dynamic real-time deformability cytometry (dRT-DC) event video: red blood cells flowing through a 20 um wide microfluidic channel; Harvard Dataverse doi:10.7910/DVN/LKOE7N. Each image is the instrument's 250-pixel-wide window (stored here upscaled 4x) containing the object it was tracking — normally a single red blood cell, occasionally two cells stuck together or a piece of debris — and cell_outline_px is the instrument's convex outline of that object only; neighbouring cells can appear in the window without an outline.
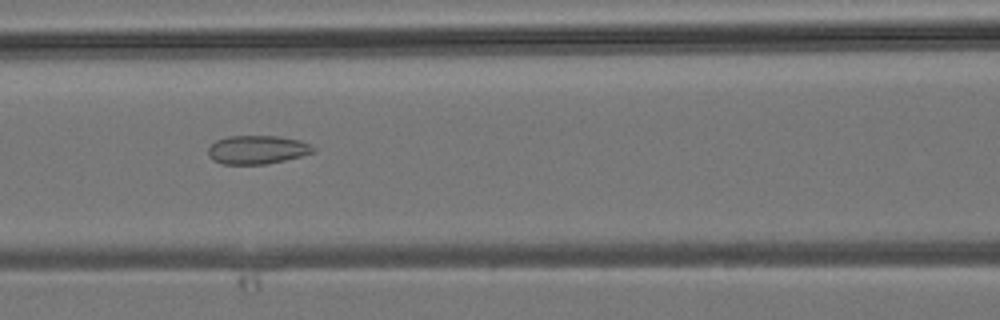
{"species": "common noctule bat (a hibernating species)", "species_latin": "Nyctalus noctula", "temperature_condition": "room temperature", "stored_images_in_passage": 29, "camera_frame_rate_fps": 3000, "um_per_image_px": 0.085, "animal": {"sex": "male", "body_mass_g": 19.2, "forearm_length_mm": 51.8}, "frame": {"image": 1, "passage_image": 11, "time_ms": 3.333, "image_size_px": [1000, 320], "cell_outline_px": [[316, 152], [284, 160], [264, 164], [224, 164], [212, 160], [208, 156], [208, 148], [216, 140], [228, 136], [280, 136], [300, 140], [312, 144], [316, 148]], "centroid_in_image_um": [21.89, 12.72], "position_along_channel_um": 144.7, "area_um2": 17.63}}
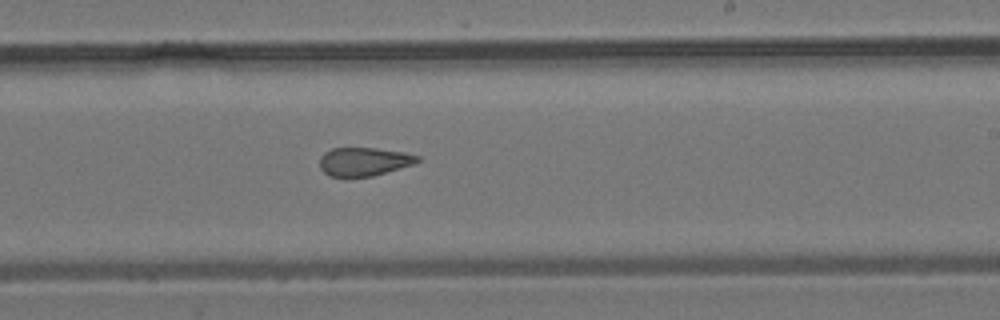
{"frame": {"image": 2, "passage_image": 18, "time_ms": 5.667, "image_size_px": [1000, 320], "cell_outline_px": [[420, 160], [412, 164], [372, 176], [332, 176], [324, 172], [320, 168], [320, 156], [324, 152], [332, 148], [376, 148], [404, 152], [420, 156]], "centroid_in_image_um": [30.92, 13.72], "position_along_channel_um": 258.1, "area_um2": 16.01}}
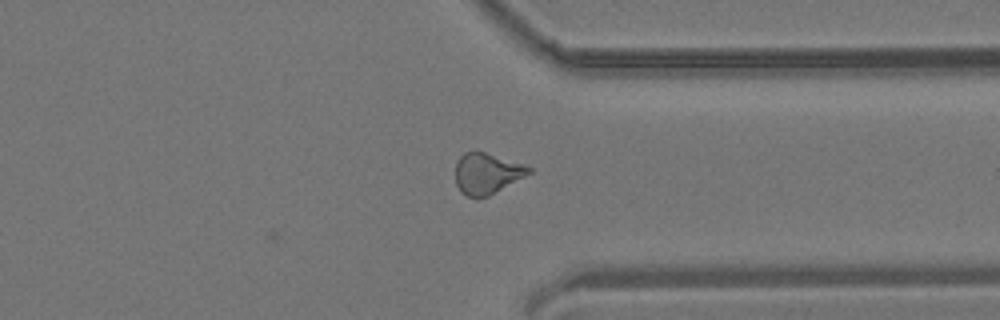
{"frame": {"image": 3, "passage_image": 25, "time_ms": 8.0, "image_size_px": [1000, 320], "cell_outline_px": [[532, 172], [488, 196], [476, 200], [460, 192], [456, 184], [456, 160], [464, 152], [484, 152], [524, 164], [532, 168]], "centroid_in_image_um": [41.36, 14.76], "position_along_channel_um": 370.0, "area_um2": 17.51}}